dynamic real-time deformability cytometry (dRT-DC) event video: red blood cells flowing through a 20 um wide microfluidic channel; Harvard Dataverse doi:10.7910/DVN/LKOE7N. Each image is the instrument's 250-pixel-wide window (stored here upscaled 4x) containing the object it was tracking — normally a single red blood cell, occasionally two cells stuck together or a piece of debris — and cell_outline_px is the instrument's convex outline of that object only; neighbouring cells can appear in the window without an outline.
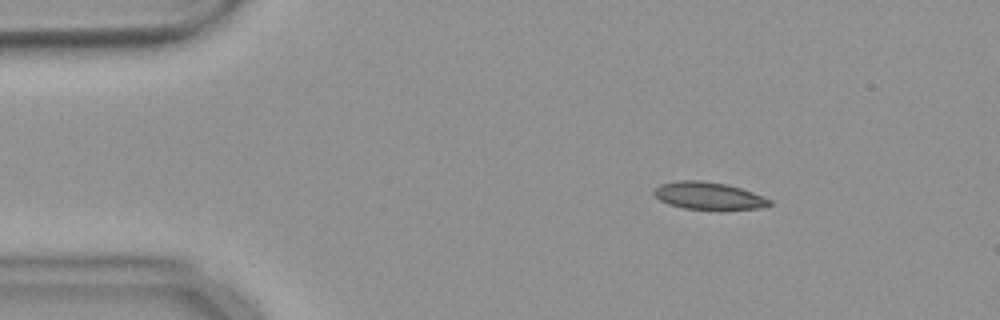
{"species": "common noctule bat (a hibernating species)", "species_latin": "Nyctalus noctula", "temperature_condition": "warm", "stored_images_in_passage": 51, "camera_frame_rate_fps": 3000, "um_per_image_px": 0.085, "animal": {"sex": "female", "body_mass_g": 18.4}, "frame": {"image": 1, "passage_image": 5, "time_ms": 1.333, "image_size_px": [1000, 320], "cell_outline_px": [[772, 204], [768, 208], [720, 212], [716, 212], [684, 208], [668, 204], [660, 200], [652, 192], [660, 184], [676, 180], [700, 180], [728, 184], [764, 196], [772, 200]], "centroid_in_image_um": [60.32, 16.69], "position_along_channel_um": 24.7, "area_um2": 19.48}}
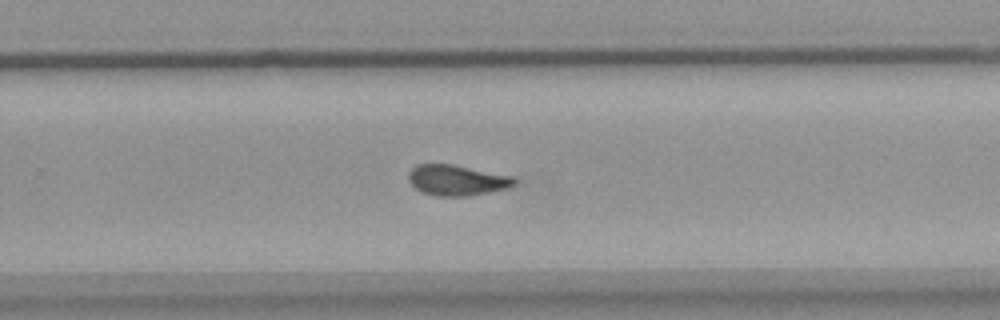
{"frame": {"image": 2, "passage_image": 32, "time_ms": 10.333, "image_size_px": [1000, 320], "cell_outline_px": [[516, 184], [508, 188], [468, 196], [436, 196], [424, 192], [416, 188], [408, 180], [408, 172], [416, 164], [452, 164], [512, 176], [516, 180]], "centroid_in_image_um": [38.82, 15.31], "position_along_channel_um": 291.0, "area_um2": 18.79}}
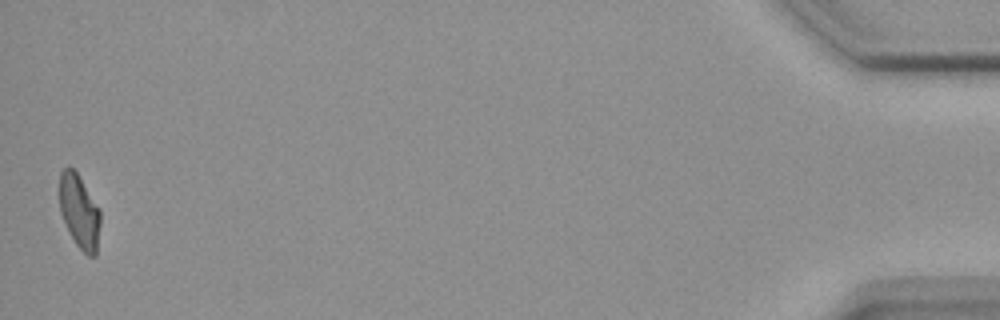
{"frame": {"image": 3, "passage_image": 51, "time_ms": 16.667, "image_size_px": [1000, 320], "cell_outline_px": [[100, 224], [96, 256], [88, 256], [76, 244], [60, 212], [60, 172], [68, 164], [76, 172], [100, 208]], "centroid_in_image_um": [6.76, 17.96], "position_along_channel_um": 428.4, "area_um2": 17.4}, "authors_computed_cell_mechanics": {"area_um2": 18.8428, "velocity_mm_per_s": 3.6694, "shape_relaxation_time_tau1_ms": null, "shape_relaxation_time_tau2_ms": 2.8963, "deformation_change_tau1": null, "deformation_change_tau2": 0.0897}}